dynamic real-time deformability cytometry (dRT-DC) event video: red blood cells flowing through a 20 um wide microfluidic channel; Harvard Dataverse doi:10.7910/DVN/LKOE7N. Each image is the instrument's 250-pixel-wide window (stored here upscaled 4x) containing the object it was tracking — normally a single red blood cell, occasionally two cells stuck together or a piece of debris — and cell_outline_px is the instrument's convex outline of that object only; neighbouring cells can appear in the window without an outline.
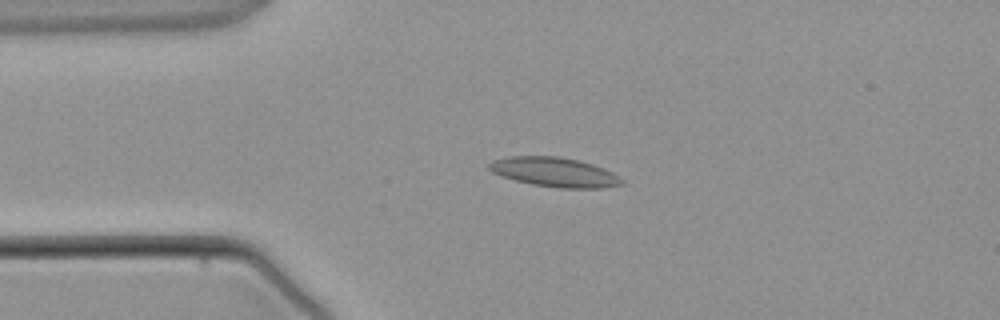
{"species": "common noctule bat (a hibernating species)", "species_latin": "Nyctalus noctula", "temperature_condition": "warm", "stored_images_in_passage": 4, "camera_frame_rate_fps": 3000, "um_per_image_px": 0.085, "animal": {"sex": "male", "body_mass_g": 21.5, "forearm_length_mm": 52.0}, "frame": {"image": 1, "passage_image": 3, "time_ms": 2.333, "image_size_px": [1000, 320], "cell_outline_px": [[624, 184], [604, 188], [560, 188], [532, 184], [500, 176], [492, 172], [488, 168], [488, 164], [492, 160], [512, 156], [556, 156], [576, 160], [592, 164], [604, 168], [612, 172], [624, 180]], "centroid_in_image_um": [47.14, 14.63], "position_along_channel_um": 37.9, "area_um2": 22.72}}
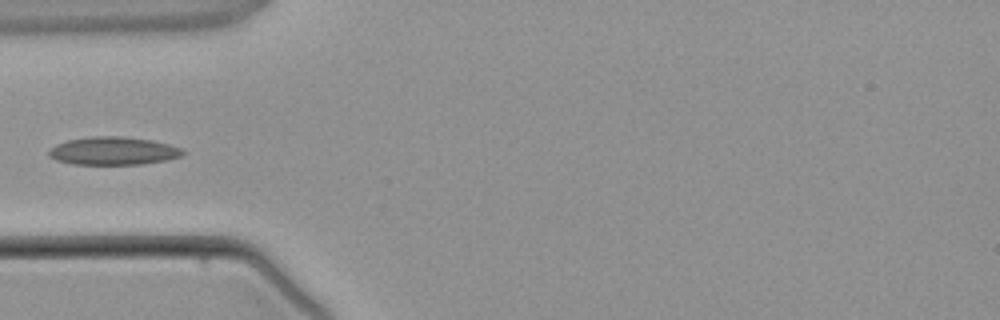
{"frame": {"image": 2, "passage_image": 4, "time_ms": 3.667, "image_size_px": [1000, 320], "cell_outline_px": [[184, 152], [180, 156], [168, 160], [140, 164], [72, 164], [56, 160], [48, 156], [48, 152], [56, 144], [68, 140], [92, 136], [120, 136], [152, 140], [168, 144], [180, 148]], "centroid_in_image_um": [9.61, 12.83], "position_along_channel_um": 75.4, "area_um2": 21.73}}